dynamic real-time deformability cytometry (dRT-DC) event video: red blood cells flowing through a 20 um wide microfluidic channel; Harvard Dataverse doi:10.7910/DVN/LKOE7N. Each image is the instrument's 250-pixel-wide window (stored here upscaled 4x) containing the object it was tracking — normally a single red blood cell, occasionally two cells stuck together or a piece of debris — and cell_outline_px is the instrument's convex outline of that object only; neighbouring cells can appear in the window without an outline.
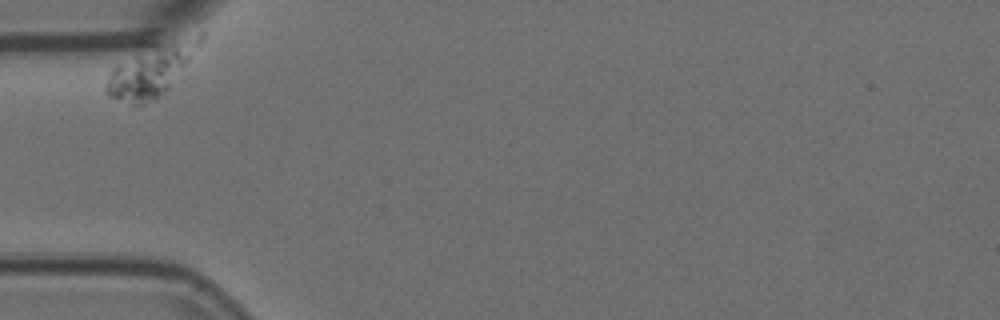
{"species": "Egyptian fruit bat (a non-hibernating species)", "species_latin": "Rousettus aegyptiacus", "temperature_condition": "room temperature", "stored_images_in_passage": 9, "camera_frame_rate_fps": 3000, "um_per_image_px": 0.085, "animal": {"sex": "female"}, "frame": {"image": 1, "passage_image": 1, "time_ms": 0.0, "image_size_px": [1000, 320], "cell_outline_px": [[204, 40], [168, 88], [156, 100], [140, 108], [108, 96], [104, 92], [108, 80], [112, 72], [136, 40], [200, 32], [204, 32]], "centroid_in_image_um": [12.86, 5.76], "position_along_channel_um": 72.1, "area_um2": 31.15}}
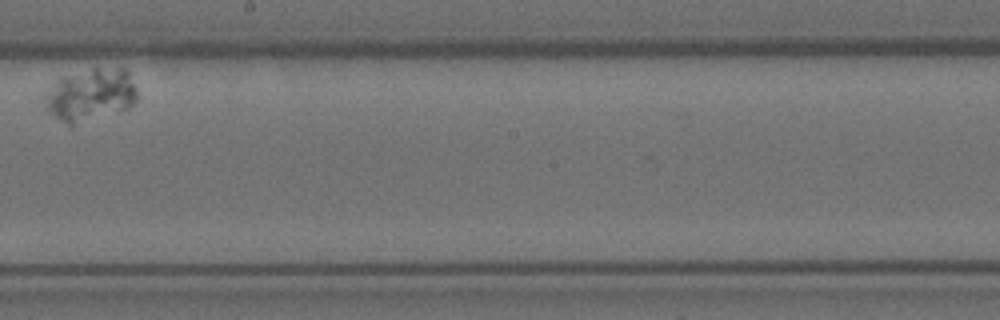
{"frame": {"image": 2, "passage_image": 6, "time_ms": 1.667, "image_size_px": [1000, 320], "cell_outline_px": [[136, 100], [128, 108], [72, 124], [68, 124], [48, 112], [44, 104], [44, 92], [64, 76], [92, 68], [124, 68], [128, 72], [136, 88]], "centroid_in_image_um": [7.68, 8.03], "position_along_channel_um": 240.5, "area_um2": 27.63}}
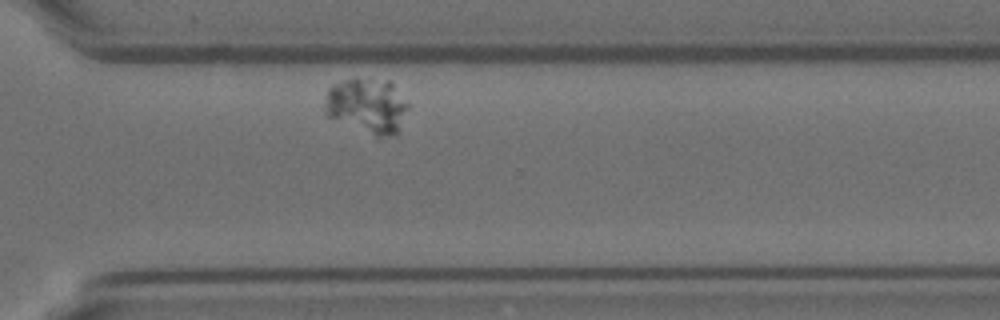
{"frame": {"image": 3, "passage_image": 9, "time_ms": 2.667, "image_size_px": [1000, 320], "cell_outline_px": [[408, 108], [400, 132], [376, 136], [328, 116], [324, 108], [324, 104], [328, 88], [332, 84], [356, 76], [392, 80], [408, 104]], "centroid_in_image_um": [31.23, 8.91], "position_along_channel_um": 339.4, "area_um2": 27.05}}